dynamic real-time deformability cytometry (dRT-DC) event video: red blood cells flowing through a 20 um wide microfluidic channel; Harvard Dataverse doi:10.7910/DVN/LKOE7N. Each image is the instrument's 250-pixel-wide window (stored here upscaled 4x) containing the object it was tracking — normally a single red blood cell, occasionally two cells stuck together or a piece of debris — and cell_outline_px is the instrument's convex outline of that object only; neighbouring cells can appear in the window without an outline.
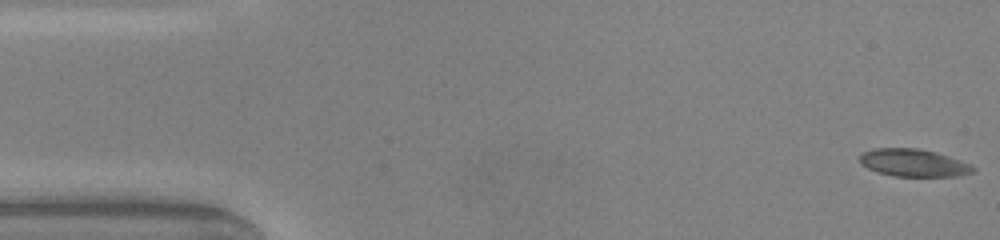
{"species": "common noctule bat (a hibernating species)", "species_latin": "Nyctalus noctula", "temperature_condition": "warm", "stored_images_in_passage": 47, "camera_frame_rate_fps": 3000, "um_per_image_px": 0.085, "animal": {"sex": "male", "body_mass_g": 20.0, "forearm_length_mm": 53.3}, "frame": {"image": 1, "passage_image": 1, "time_ms": 0.0, "image_size_px": [1000, 240], "cell_outline_px": [[976, 172], [956, 176], [892, 176], [876, 172], [860, 164], [860, 152], [872, 148], [916, 148], [936, 152], [972, 164], [976, 168]], "centroid_in_image_um": [77.64, 13.84], "position_along_channel_um": 7.4, "area_um2": 18.44}}
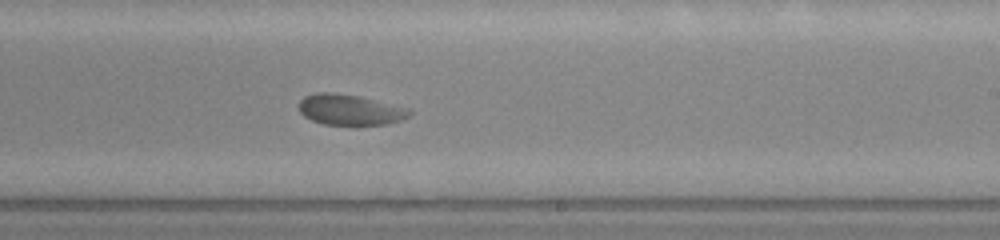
{"frame": {"image": 2, "passage_image": 27, "time_ms": 8.667, "image_size_px": [1000, 240], "cell_outline_px": [[412, 112], [408, 116], [400, 120], [388, 124], [356, 128], [352, 128], [324, 124], [312, 120], [304, 116], [300, 112], [300, 100], [304, 96], [316, 92], [332, 92], [360, 96], [408, 108]], "centroid_in_image_um": [29.75, 9.38], "position_along_channel_um": 259.2, "area_um2": 20.52}}
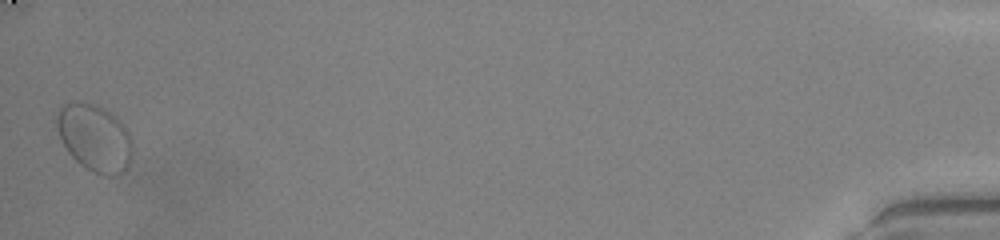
{"frame": {"image": 3, "passage_image": 47, "time_ms": 15.333, "image_size_px": [1000, 240], "cell_outline_px": [[132, 152], [128, 168], [124, 172], [116, 176], [104, 176], [92, 172], [80, 164], [68, 152], [60, 136], [56, 124], [56, 116], [60, 108], [64, 104], [96, 104], [120, 120], [124, 124], [132, 140]], "centroid_in_image_um": [8.08, 11.77], "position_along_channel_um": 427.1, "area_um2": 29.36}, "authors_computed_cell_mechanics": {"area_um2": 19.363, "velocity_mm_per_s": 4.0107, "shape_relaxation_time_tau1_ms": 2.4383, "shape_relaxation_time_tau2_ms": 0.9756, "deformation_change_tau1": 0.0998, "deformation_change_tau2": 0.0524}}